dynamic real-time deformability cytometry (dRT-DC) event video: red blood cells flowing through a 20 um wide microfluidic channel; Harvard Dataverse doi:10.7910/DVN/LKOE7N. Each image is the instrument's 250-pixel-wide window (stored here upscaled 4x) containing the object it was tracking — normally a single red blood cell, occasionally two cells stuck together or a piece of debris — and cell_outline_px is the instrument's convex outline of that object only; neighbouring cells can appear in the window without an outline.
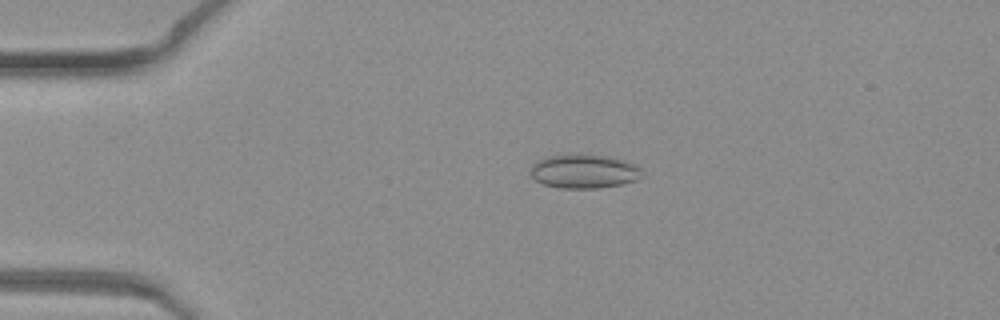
{"species": "common noctule bat (a hibernating species)", "species_latin": "Nyctalus noctula", "temperature_condition": "warm", "stored_images_in_passage": 16, "camera_frame_rate_fps": 3000, "um_per_image_px": 0.085, "animal": {"sex": "female", "body_mass_g": 19.3, "forearm_length_mm": 54.1}, "frame": {"image": 1, "passage_image": 11, "time_ms": 3.333, "image_size_px": [1000, 320], "cell_outline_px": [[644, 176], [636, 180], [620, 184], [600, 188], [560, 188], [544, 184], [536, 180], [528, 172], [528, 168], [532, 164], [544, 156], [580, 152], [604, 156], [636, 164], [640, 168]], "centroid_in_image_um": [49.59, 14.54], "position_along_channel_um": 35.4, "area_um2": 22.54}}